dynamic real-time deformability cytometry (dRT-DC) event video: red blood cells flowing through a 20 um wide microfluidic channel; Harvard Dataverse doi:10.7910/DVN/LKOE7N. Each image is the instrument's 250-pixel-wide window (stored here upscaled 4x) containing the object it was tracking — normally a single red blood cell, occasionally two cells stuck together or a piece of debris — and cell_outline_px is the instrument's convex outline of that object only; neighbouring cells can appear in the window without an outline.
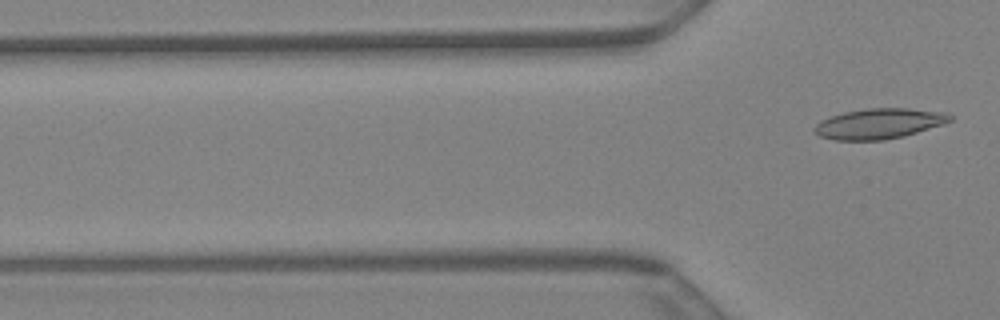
{"species": "Egyptian fruit bat (a non-hibernating species)", "species_latin": "Rousettus aegyptiacus", "temperature_condition": "warm", "stored_images_in_passage": 13, "camera_frame_rate_fps": 3000, "um_per_image_px": 0.085, "animal": {"sex": "female"}, "frame": {"image": 1, "passage_image": 13, "time_ms": 4.0, "image_size_px": [1000, 320], "cell_outline_px": [[952, 120], [944, 124], [904, 136], [884, 140], [832, 140], [820, 136], [812, 132], [812, 128], [820, 120], [844, 112], [868, 108], [908, 108], [948, 112], [952, 116]], "centroid_in_image_um": [74.72, 10.51], "position_along_channel_um": 51.1, "area_um2": 24.22}}